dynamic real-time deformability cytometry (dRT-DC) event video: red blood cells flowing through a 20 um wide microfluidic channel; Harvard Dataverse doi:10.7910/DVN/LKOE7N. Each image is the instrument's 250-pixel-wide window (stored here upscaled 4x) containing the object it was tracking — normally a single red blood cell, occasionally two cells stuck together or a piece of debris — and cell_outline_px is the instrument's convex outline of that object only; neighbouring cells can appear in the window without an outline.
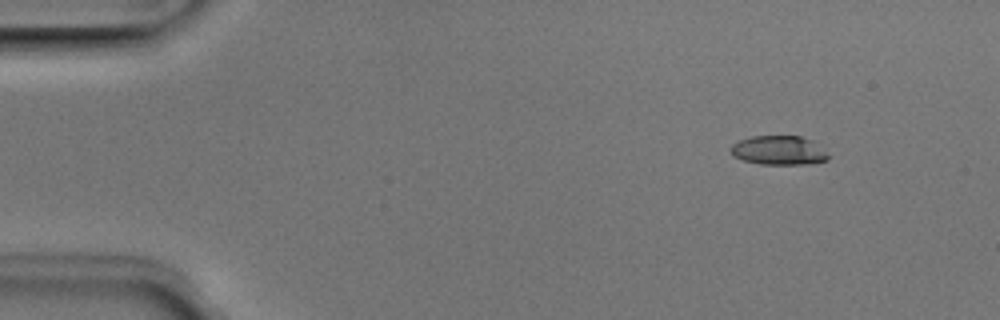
{"species": "Egyptian fruit bat (a non-hibernating species)", "species_latin": "Rousettus aegyptiacus", "temperature_condition": "room temperature", "stored_images_in_passage": 4, "camera_frame_rate_fps": 3000, "um_per_image_px": 0.085, "animal": {"sex": "male"}, "frame": {"image": 1, "passage_image": 2, "time_ms": 0.333, "image_size_px": [1000, 320], "cell_outline_px": [[828, 160], [804, 164], [760, 164], [744, 160], [732, 156], [728, 148], [732, 144], [740, 140], [752, 136], [800, 136], [812, 140], [828, 156]], "centroid_in_image_um": [66.12, 12.78], "position_along_channel_um": 18.9, "area_um2": 16.42}}